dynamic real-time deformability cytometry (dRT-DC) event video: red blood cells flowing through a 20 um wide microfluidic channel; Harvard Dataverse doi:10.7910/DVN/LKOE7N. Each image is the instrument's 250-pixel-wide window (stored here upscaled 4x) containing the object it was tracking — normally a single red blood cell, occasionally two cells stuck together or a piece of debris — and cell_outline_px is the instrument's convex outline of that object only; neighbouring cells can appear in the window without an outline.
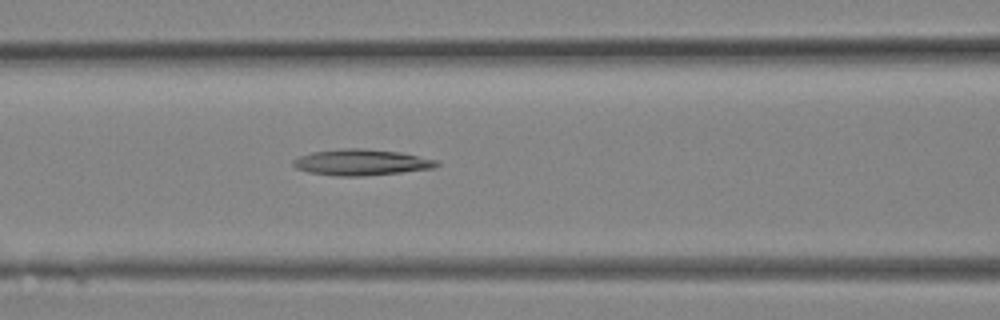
{"species": "Egyptian fruit bat (a non-hibernating species)", "species_latin": "Rousettus aegyptiacus", "temperature_condition": "room temperature", "stored_images_in_passage": 11, "camera_frame_rate_fps": 3000, "um_per_image_px": 0.085, "animal": {"sex": "female"}, "frame": {"image": 1, "passage_image": 11, "time_ms": 3.333, "image_size_px": [1000, 320], "cell_outline_px": [[440, 164], [432, 168], [400, 172], [364, 176], [336, 176], [308, 172], [296, 168], [292, 164], [292, 160], [300, 156], [312, 152], [344, 148], [364, 148], [400, 152], [440, 160]], "centroid_in_image_um": [30.72, 13.79], "position_along_channel_um": 135.9, "area_um2": 21.85}}